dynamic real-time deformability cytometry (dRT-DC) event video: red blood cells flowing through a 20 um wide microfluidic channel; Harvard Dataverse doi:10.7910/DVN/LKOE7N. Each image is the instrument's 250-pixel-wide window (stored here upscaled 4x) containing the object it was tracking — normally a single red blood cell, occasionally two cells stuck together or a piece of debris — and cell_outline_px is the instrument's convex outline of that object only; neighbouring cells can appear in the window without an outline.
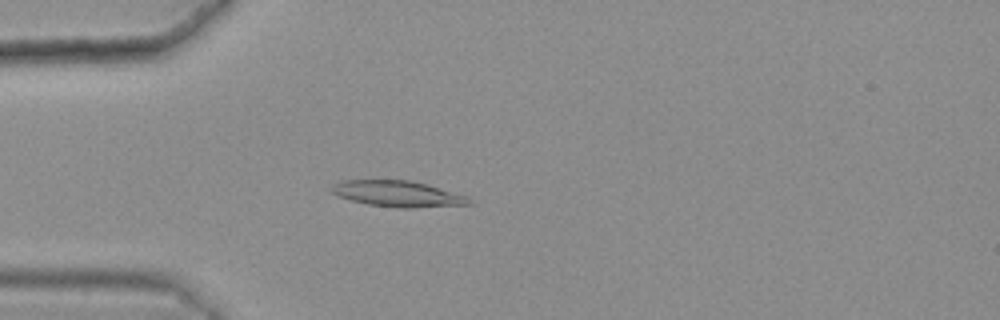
{"species": "common noctule bat (a hibernating species)", "species_latin": "Nyctalus noctula", "temperature_condition": "warm", "stored_images_in_passage": 47, "camera_frame_rate_fps": 3000, "um_per_image_px": 0.085, "animal": {"sex": "female", "body_mass_g": 25.1}, "frame": {"image": 1, "passage_image": 16, "time_ms": 5.0, "image_size_px": [1000, 320], "cell_outline_px": [[476, 204], [412, 208], [396, 208], [368, 204], [336, 196], [328, 188], [332, 184], [340, 180], [408, 180], [428, 184], [468, 196]], "centroid_in_image_um": [33.82, 16.47], "position_along_channel_um": 51.2, "area_um2": 21.21}}
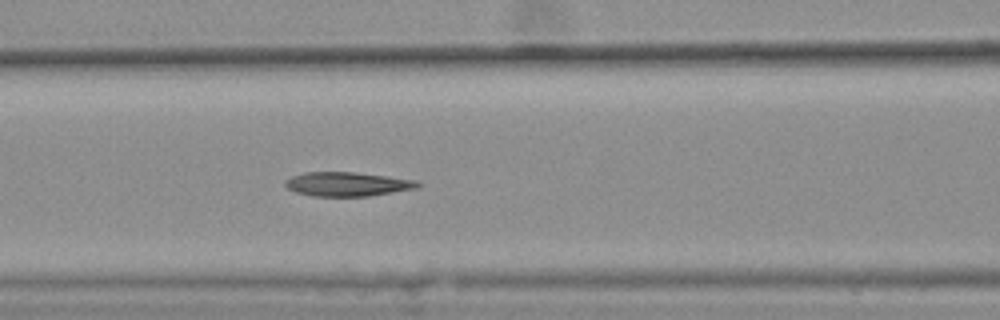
{"frame": {"image": 2, "passage_image": 24, "time_ms": 7.667, "image_size_px": [1000, 320], "cell_outline_px": [[420, 188], [368, 196], [312, 196], [296, 192], [288, 188], [284, 184], [284, 180], [292, 176], [304, 172], [356, 172], [416, 180], [420, 184]], "centroid_in_image_um": [29.52, 15.65], "position_along_channel_um": 137.1, "area_um2": 18.67}}
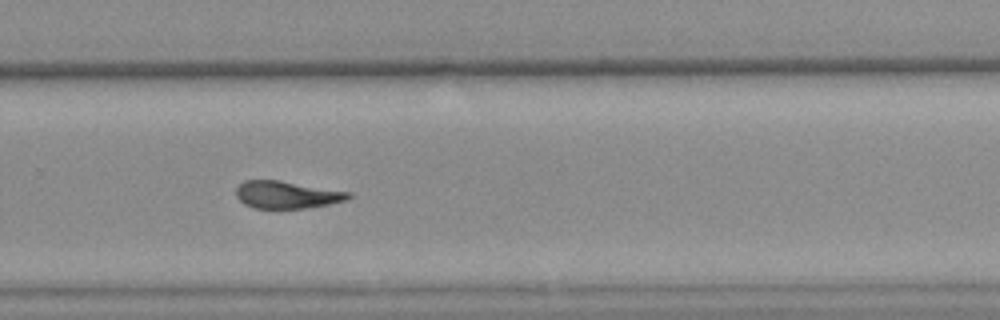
{"frame": {"image": 3, "passage_image": 38, "time_ms": 12.333, "image_size_px": [1000, 320], "cell_outline_px": [[352, 196], [348, 200], [308, 208], [252, 208], [244, 204], [236, 196], [236, 188], [244, 180], [280, 180], [352, 192]], "centroid_in_image_um": [24.4, 16.55], "position_along_channel_um": 305.4, "area_um2": 18.09}, "authors_computed_cell_mechanics": {"area_um2": 19.5942, "velocity_mm_per_s": 3.6181, "shape_relaxation_time_tau1_ms": null, "shape_relaxation_time_tau2_ms": 5.0209, "deformation_change_tau1": null, "deformation_change_tau2": 0.1473}}